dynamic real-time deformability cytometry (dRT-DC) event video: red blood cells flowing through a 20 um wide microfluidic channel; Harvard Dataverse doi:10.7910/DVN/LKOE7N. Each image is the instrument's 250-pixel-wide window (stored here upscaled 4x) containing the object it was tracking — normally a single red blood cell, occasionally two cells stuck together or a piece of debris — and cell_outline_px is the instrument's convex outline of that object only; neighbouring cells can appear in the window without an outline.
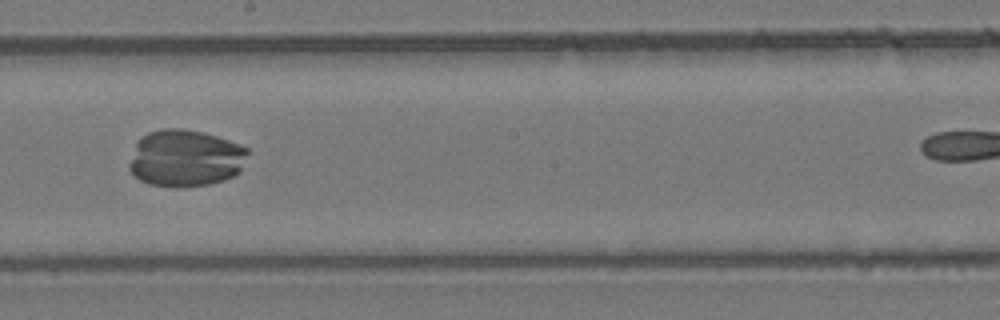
{"species": "common noctule bat (a hibernating species)", "species_latin": "Nyctalus noctula", "temperature_condition": "room temperature", "stored_images_in_passage": 10, "camera_frame_rate_fps": 3000, "um_per_image_px": 0.085, "animal": {"sex": "female", "body_mass_g": 24.6, "forearm_length_mm": 56.2}, "frame": {"image": 1, "passage_image": 9, "time_ms": 9.667, "image_size_px": [1000, 320], "cell_outline_px": [[248, 152], [240, 172], [224, 180], [208, 184], [180, 188], [172, 188], [148, 184], [140, 180], [128, 168], [128, 164], [136, 140], [140, 136], [148, 132], [164, 128], [180, 128], [204, 132], [240, 144], [248, 148]], "centroid_in_image_um": [15.72, 13.45], "position_along_channel_um": 232.5, "area_um2": 39.88}}